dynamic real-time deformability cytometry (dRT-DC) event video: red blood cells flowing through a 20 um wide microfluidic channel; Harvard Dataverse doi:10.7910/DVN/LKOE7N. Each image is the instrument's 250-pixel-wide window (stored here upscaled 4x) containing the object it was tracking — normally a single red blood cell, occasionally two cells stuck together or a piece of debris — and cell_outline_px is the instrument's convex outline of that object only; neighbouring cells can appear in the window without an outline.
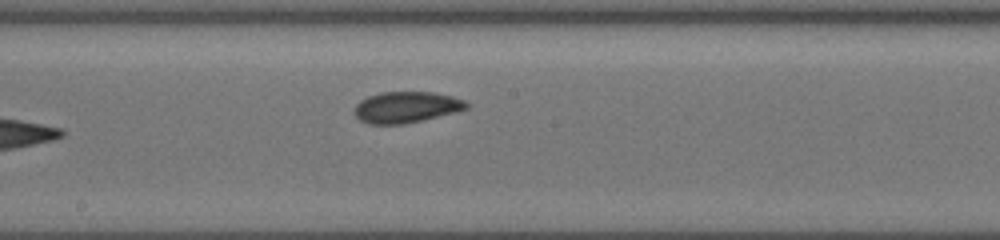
{"species": "common noctule bat (a hibernating species)", "species_latin": "Nyctalus noctula", "temperature_condition": "cold", "stored_images_in_passage": 16, "camera_frame_rate_fps": 3000, "um_per_image_px": 0.085, "animal": {"sex": "female", "body_mass_g": 19.5, "forearm_length_mm": 54.1}, "frame": {"image": 1, "passage_image": 16, "time_ms": 12.333, "image_size_px": [1000, 240], "cell_outline_px": [[468, 108], [456, 112], [424, 120], [404, 124], [368, 124], [360, 120], [352, 112], [356, 104], [360, 100], [368, 96], [380, 92], [432, 92], [452, 96], [464, 100], [468, 104]], "centroid_in_image_um": [34.51, 9.11], "position_along_channel_um": 213.7, "area_um2": 20.52}}